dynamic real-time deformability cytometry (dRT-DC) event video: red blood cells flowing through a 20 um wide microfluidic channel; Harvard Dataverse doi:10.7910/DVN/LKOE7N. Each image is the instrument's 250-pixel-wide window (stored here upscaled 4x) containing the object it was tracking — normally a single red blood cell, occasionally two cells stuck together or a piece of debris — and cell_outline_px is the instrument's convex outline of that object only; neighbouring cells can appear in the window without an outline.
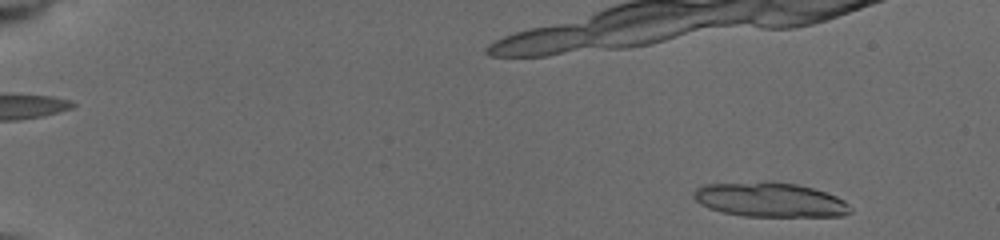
{"species": "common noctule bat (a hibernating species)", "species_latin": "Nyctalus noctula", "temperature_condition": "cold", "stored_images_in_passage": 22, "camera_frame_rate_fps": 3000, "um_per_image_px": 0.085, "animal": {"sex": "female", "body_mass_g": 19.5, "forearm_length_mm": 54.1}, "frame": {"image": 1, "passage_image": 1, "time_ms": 0.0, "image_size_px": [1000, 240], "cell_outline_px": [[852, 212], [844, 216], [744, 216], [724, 212], [708, 208], [700, 204], [692, 196], [692, 192], [696, 188], [704, 184], [772, 180], [796, 184], [812, 188], [836, 196], [844, 200], [852, 208]], "centroid_in_image_um": [65.43, 16.96], "position_along_channel_um": 19.6, "area_um2": 31.85}}